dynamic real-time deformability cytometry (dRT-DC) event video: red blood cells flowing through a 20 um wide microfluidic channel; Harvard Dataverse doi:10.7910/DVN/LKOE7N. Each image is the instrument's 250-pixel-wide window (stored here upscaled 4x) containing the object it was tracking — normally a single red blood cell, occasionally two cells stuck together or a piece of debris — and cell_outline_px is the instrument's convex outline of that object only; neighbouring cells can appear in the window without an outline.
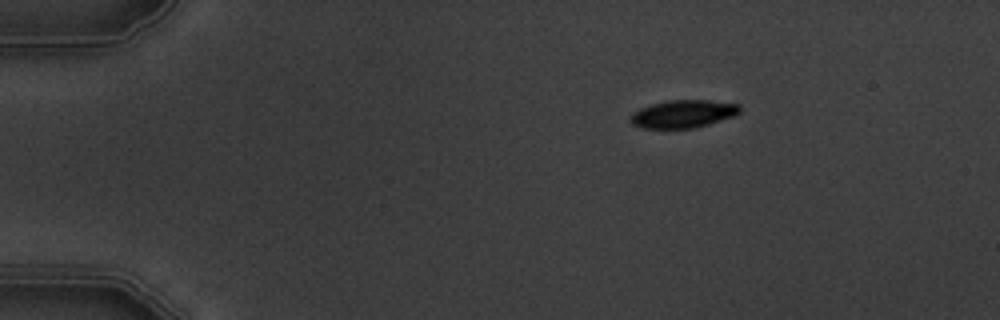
{"species": "common noctule bat (a hibernating species)", "species_latin": "Nyctalus noctula", "temperature_condition": "warm", "stored_images_in_passage": 4, "camera_frame_rate_fps": 3000, "um_per_image_px": 0.085, "animal": {"sex": "male", "body_mass_g": 19.5, "forearm_length_mm": 54.6}, "frame": {"image": 1, "passage_image": 1, "time_ms": 0.0, "image_size_px": [1000, 320], "cell_outline_px": [[740, 112], [736, 116], [696, 128], [644, 128], [632, 124], [632, 116], [640, 108], [652, 104], [668, 100], [708, 100], [740, 104]], "centroid_in_image_um": [58.15, 9.68], "position_along_channel_um": 26.9, "area_um2": 17.63}}
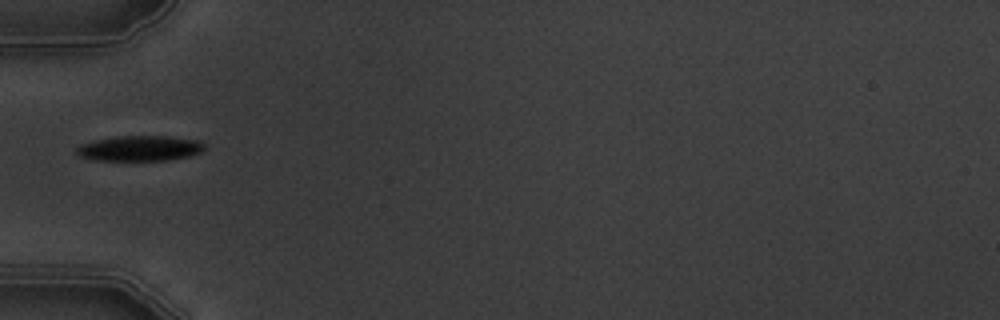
{"frame": {"image": 2, "passage_image": 4, "time_ms": 3.333, "image_size_px": [1000, 320], "cell_outline_px": [[204, 148], [200, 152], [188, 156], [164, 160], [96, 160], [80, 156], [76, 152], [76, 148], [80, 144], [96, 140], [120, 136], [168, 136], [200, 140], [204, 144]], "centroid_in_image_um": [11.88, 12.6], "position_along_channel_um": 73.1, "area_um2": 18.67}}